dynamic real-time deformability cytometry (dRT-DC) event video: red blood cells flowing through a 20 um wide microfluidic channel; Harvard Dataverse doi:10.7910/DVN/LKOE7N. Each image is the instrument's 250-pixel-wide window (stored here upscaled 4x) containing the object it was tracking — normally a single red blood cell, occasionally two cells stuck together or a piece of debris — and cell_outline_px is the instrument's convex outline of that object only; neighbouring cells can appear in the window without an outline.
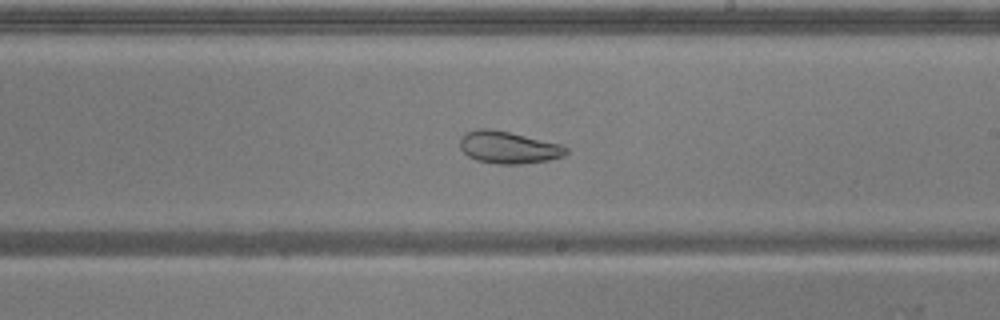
{"species": "common noctule bat (a hibernating species)", "species_latin": "Nyctalus noctula", "temperature_condition": "warm", "stored_images_in_passage": 54, "camera_frame_rate_fps": 3000, "um_per_image_px": 0.085, "animal": {"sex": "male", "body_mass_g": 20.5, "forearm_length_mm": 52.5}, "frame": {"image": 1, "passage_image": 31, "time_ms": 10.0, "image_size_px": [1000, 320], "cell_outline_px": [[568, 152], [564, 156], [548, 160], [520, 164], [496, 164], [476, 160], [468, 156], [460, 148], [460, 136], [464, 132], [476, 128], [488, 128], [508, 132], [560, 144], [568, 148]], "centroid_in_image_um": [43.17, 12.53], "position_along_channel_um": 245.8, "area_um2": 19.94}, "authors_computed_cell_mechanics": {"area_um2": 28.8422, "velocity_mm_per_s": 3.7487, "shape_relaxation_time_tau1_ms": null, "shape_relaxation_time_tau2_ms": 1.5918, "deformation_change_tau1": null, "deformation_change_tau2": 0.0784}}